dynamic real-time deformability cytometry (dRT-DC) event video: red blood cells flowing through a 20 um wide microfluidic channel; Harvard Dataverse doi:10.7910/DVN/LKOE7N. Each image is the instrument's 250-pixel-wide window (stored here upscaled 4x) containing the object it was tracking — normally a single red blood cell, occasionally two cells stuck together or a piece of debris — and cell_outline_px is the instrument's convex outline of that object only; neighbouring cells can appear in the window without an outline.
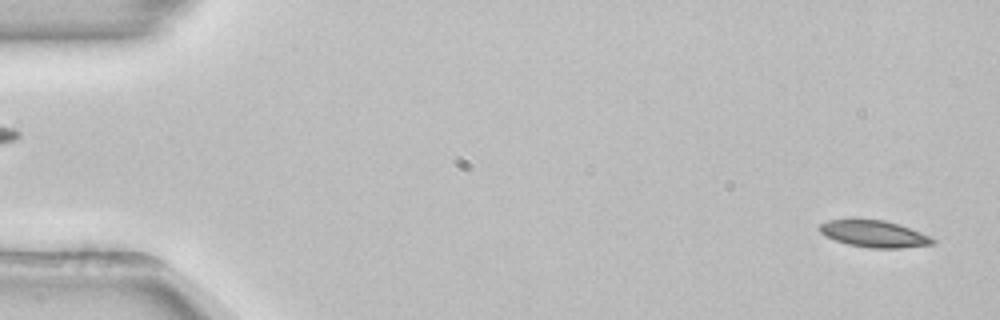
{"species": "common noctule bat (a hibernating species)", "species_latin": "Nyctalus noctula", "temperature_condition": "room temperature", "stored_images_in_passage": 53, "camera_frame_rate_fps": 3000, "um_per_image_px": 0.085, "animal": {"sex": "female", "body_mass_g": 22.7, "forearm_length_mm": 54.2}, "frame": {"image": 1, "passage_image": 2, "time_ms": 0.333, "image_size_px": [1000, 320], "cell_outline_px": [[936, 244], [900, 248], [868, 248], [848, 244], [824, 236], [820, 232], [820, 224], [828, 220], [884, 220], [900, 224], [920, 232], [936, 240]], "centroid_in_image_um": [74.32, 19.89], "position_along_channel_um": 10.7, "area_um2": 17.51}}
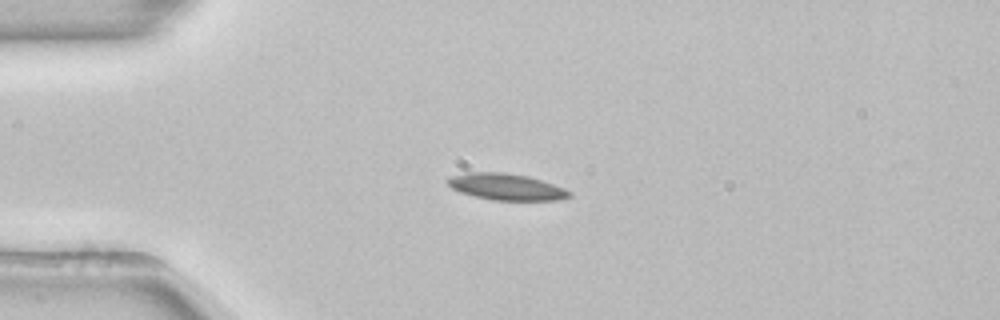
{"frame": {"image": 2, "passage_image": 13, "time_ms": 4.0, "image_size_px": [1000, 320], "cell_outline_px": [[572, 196], [556, 200], [492, 200], [460, 192], [452, 188], [448, 184], [448, 176], [468, 172], [504, 172], [528, 176], [564, 188], [572, 192]], "centroid_in_image_um": [43.02, 15.87], "position_along_channel_um": 42.0, "area_um2": 18.67}}
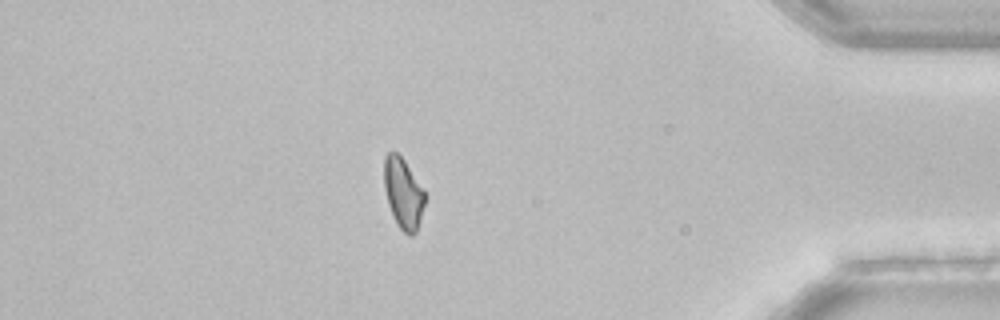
{"frame": {"image": 3, "passage_image": 46, "time_ms": 15.0, "image_size_px": [1000, 320], "cell_outline_px": [[424, 204], [420, 220], [416, 232], [412, 236], [408, 236], [396, 224], [388, 204], [384, 188], [384, 156], [388, 152], [396, 152], [404, 160], [424, 188]], "centroid_in_image_um": [34.26, 16.43], "position_along_channel_um": 400.9, "area_um2": 16.82}}